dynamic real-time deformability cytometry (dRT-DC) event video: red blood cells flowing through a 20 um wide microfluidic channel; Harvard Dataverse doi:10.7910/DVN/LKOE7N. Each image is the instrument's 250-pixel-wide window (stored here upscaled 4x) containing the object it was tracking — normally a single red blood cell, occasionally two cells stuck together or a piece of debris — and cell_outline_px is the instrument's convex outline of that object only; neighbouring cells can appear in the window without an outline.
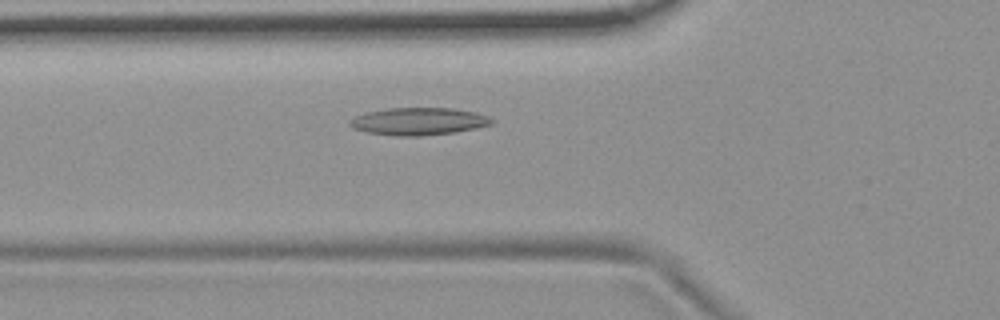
{"species": "common noctule bat (a hibernating species)", "species_latin": "Nyctalus noctula", "temperature_condition": "room temperature", "stored_images_in_passage": 50, "camera_frame_rate_fps": 3000, "um_per_image_px": 0.085, "animal": {"sex": "female", "body_mass_g": 19.9}, "frame": {"image": 1, "passage_image": 17, "time_ms": 5.333, "image_size_px": [1000, 320], "cell_outline_px": [[496, 120], [492, 124], [476, 128], [456, 132], [420, 136], [396, 136], [368, 132], [352, 128], [348, 124], [348, 120], [364, 112], [388, 108], [452, 108], [476, 112], [488, 116]], "centroid_in_image_um": [35.58, 10.31], "position_along_channel_um": 90.2, "area_um2": 22.89}}
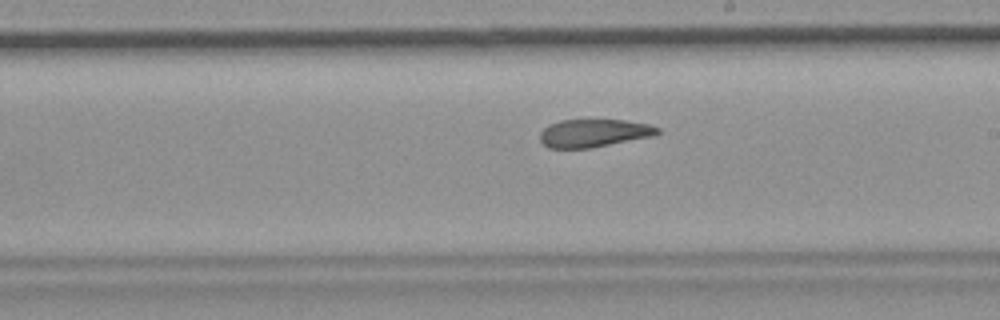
{"frame": {"image": 2, "passage_image": 29, "time_ms": 9.333, "image_size_px": [1000, 320], "cell_outline_px": [[660, 132], [656, 136], [592, 148], [548, 148], [540, 140], [540, 132], [548, 124], [560, 120], [624, 120], [648, 124], [660, 128]], "centroid_in_image_um": [50.5, 11.32], "position_along_channel_um": 238.5, "area_um2": 19.36}}
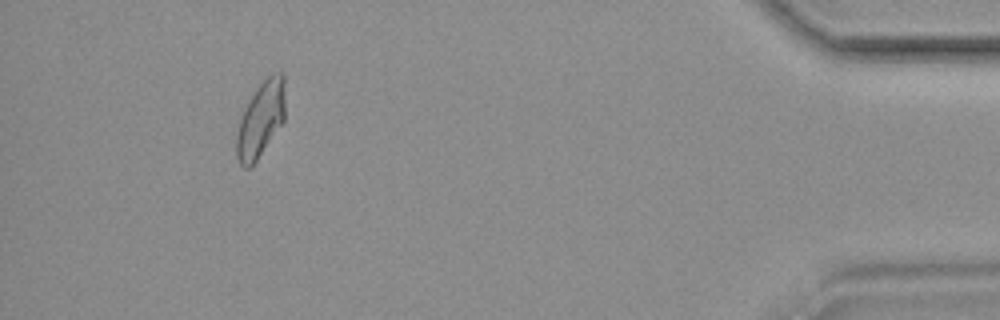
{"frame": {"image": 3, "passage_image": 48, "time_ms": 15.667, "image_size_px": [1000, 320], "cell_outline_px": [[284, 120], [252, 168], [244, 168], [240, 164], [236, 156], [236, 132], [240, 116], [248, 100], [256, 88], [272, 72], [284, 72]], "centroid_in_image_um": [22.13, 10.16], "position_along_channel_um": 413.1, "area_um2": 21.68}}